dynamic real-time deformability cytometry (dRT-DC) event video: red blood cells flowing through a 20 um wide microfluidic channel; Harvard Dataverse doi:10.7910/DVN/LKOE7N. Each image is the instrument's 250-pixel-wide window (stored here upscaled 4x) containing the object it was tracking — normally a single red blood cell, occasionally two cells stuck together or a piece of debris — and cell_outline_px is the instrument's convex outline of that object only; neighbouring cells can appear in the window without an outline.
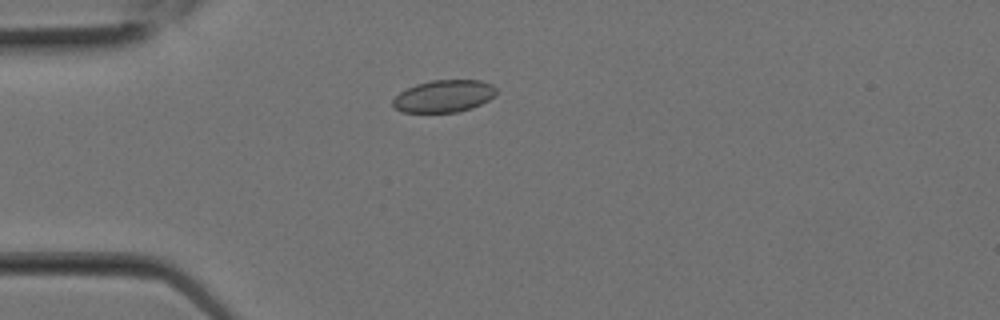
{"species": "Egyptian fruit bat (a non-hibernating species)", "species_latin": "Rousettus aegyptiacus", "temperature_condition": "room temperature", "stored_images_in_passage": 1, "camera_frame_rate_fps": 3000, "um_per_image_px": 0.085, "animal": {"sex": "female"}, "frame": {"image": 1, "passage_image": 1, "time_ms": 0.0, "image_size_px": [1000, 320], "cell_outline_px": [[496, 92], [488, 100], [472, 108], [456, 112], [404, 112], [396, 108], [392, 104], [392, 100], [400, 92], [416, 84], [432, 80], [480, 80], [492, 84], [496, 88]], "centroid_in_image_um": [37.73, 8.16], "position_along_channel_um": 47.3, "area_um2": 19.25}}